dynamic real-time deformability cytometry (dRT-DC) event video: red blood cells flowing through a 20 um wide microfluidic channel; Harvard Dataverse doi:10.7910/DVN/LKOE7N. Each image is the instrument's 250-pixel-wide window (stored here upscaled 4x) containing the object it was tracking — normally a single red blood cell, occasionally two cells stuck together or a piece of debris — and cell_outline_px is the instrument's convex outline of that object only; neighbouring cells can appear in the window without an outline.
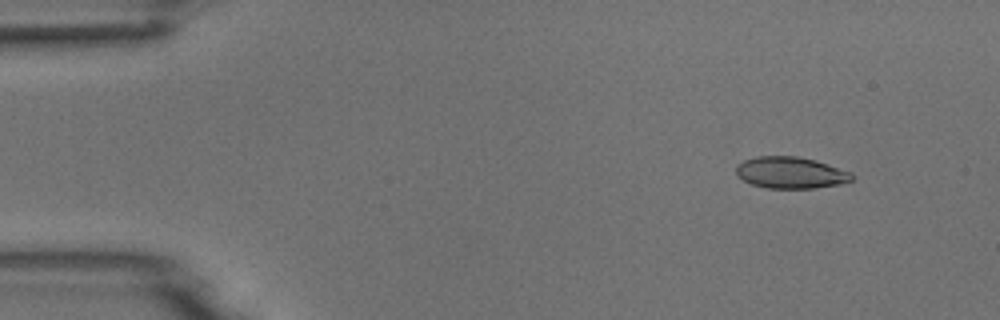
{"species": "common noctule bat (a hibernating species)", "species_latin": "Nyctalus noctula", "temperature_condition": "room temperature", "stored_images_in_passage": 4, "camera_frame_rate_fps": 3000, "um_per_image_px": 0.085, "animal": {"sex": "male", "body_mass_g": 18.8}, "frame": {"image": 1, "passage_image": 2, "time_ms": 0.333, "image_size_px": [1000, 320], "cell_outline_px": [[852, 180], [840, 184], [812, 188], [768, 188], [752, 184], [744, 180], [736, 172], [736, 164], [744, 160], [756, 156], [796, 156], [816, 160], [852, 172]], "centroid_in_image_um": [67.21, 14.66], "position_along_channel_um": 17.8, "area_um2": 21.21}}
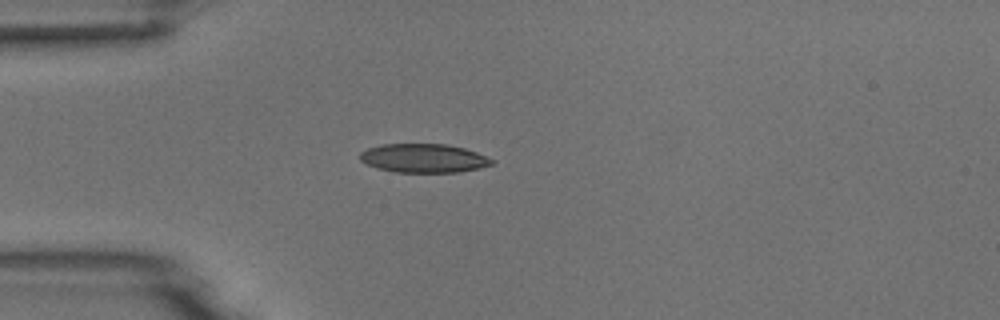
{"frame": {"image": 2, "passage_image": 4, "time_ms": 1.0, "image_size_px": [1000, 320], "cell_outline_px": [[492, 164], [480, 168], [460, 172], [396, 172], [376, 168], [360, 160], [360, 152], [368, 148], [380, 144], [448, 144], [464, 148], [476, 152], [492, 160]], "centroid_in_image_um": [35.98, 13.44], "position_along_channel_um": 49.0, "area_um2": 22.02}}